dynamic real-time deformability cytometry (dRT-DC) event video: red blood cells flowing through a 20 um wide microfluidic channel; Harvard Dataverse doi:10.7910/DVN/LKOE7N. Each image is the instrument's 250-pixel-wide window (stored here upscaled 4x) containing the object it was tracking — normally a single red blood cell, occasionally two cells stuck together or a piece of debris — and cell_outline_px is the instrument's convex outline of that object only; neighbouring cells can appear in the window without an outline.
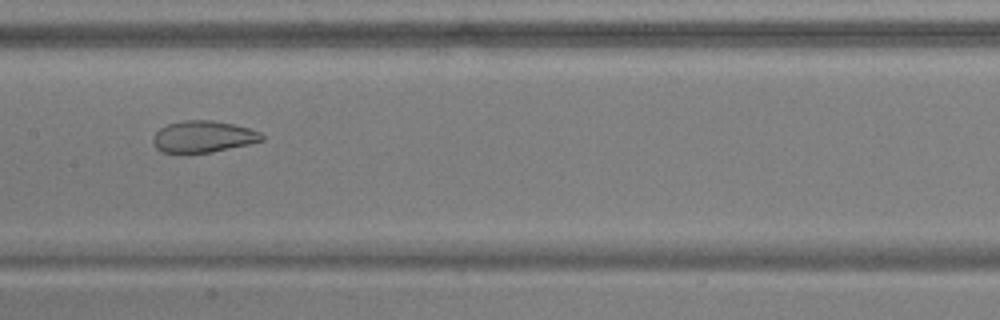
{"species": "common noctule bat (a hibernating species)", "species_latin": "Nyctalus noctula", "temperature_condition": "warm", "stored_images_in_passage": 37, "camera_frame_rate_fps": 3000, "um_per_image_px": 0.085, "animal": {"sex": "male", "body_mass_g": 17.9, "forearm_length_mm": 54.2}, "frame": {"image": 1, "passage_image": 17, "time_ms": 5.333, "image_size_px": [1000, 320], "cell_outline_px": [[264, 140], [252, 144], [212, 152], [160, 152], [156, 148], [152, 140], [156, 132], [160, 128], [168, 124], [184, 120], [212, 120], [232, 124], [248, 128], [260, 132], [264, 136]], "centroid_in_image_um": [17.29, 11.61], "position_along_channel_um": 190.1, "area_um2": 20.0}}